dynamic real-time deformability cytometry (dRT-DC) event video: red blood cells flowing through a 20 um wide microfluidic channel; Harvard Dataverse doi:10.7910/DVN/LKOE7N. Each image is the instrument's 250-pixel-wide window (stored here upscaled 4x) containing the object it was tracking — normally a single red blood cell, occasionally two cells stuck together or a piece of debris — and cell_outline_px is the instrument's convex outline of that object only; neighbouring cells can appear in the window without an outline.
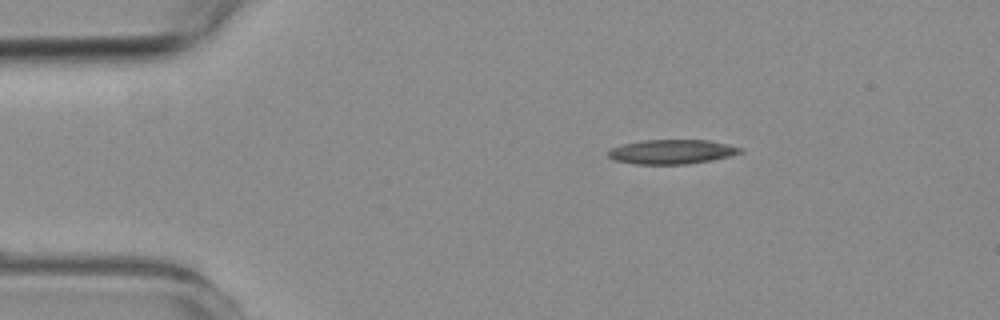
{"species": "common noctule bat (a hibernating species)", "species_latin": "Nyctalus noctula", "temperature_condition": "room temperature", "stored_images_in_passage": 15, "camera_frame_rate_fps": 3000, "um_per_image_px": 0.085, "animal": {"sex": "female", "body_mass_g": 19.3, "forearm_length_mm": 54.1}, "frame": {"image": 1, "passage_image": 1, "time_ms": 0.0, "image_size_px": [1000, 320], "cell_outline_px": [[744, 152], [732, 156], [712, 160], [688, 164], [636, 164], [616, 160], [608, 156], [608, 152], [612, 148], [620, 144], [640, 140], [708, 140], [744, 148]], "centroid_in_image_um": [57.14, 12.89], "position_along_channel_um": 27.9, "area_um2": 18.9}}
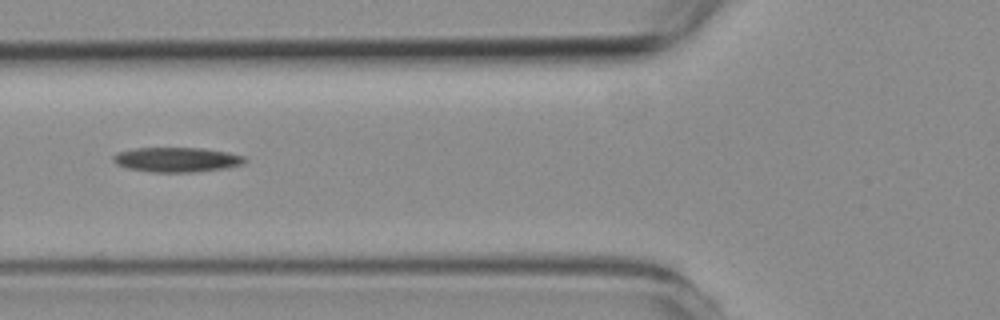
{"frame": {"image": 2, "passage_image": 12, "time_ms": 3.667, "image_size_px": [1000, 320], "cell_outline_px": [[248, 160], [244, 164], [228, 168], [192, 172], [152, 172], [128, 168], [116, 164], [112, 160], [112, 156], [116, 152], [136, 148], [204, 148], [228, 152], [244, 156]], "centroid_in_image_um": [15.05, 13.57], "position_along_channel_um": 110.8, "area_um2": 19.13}}
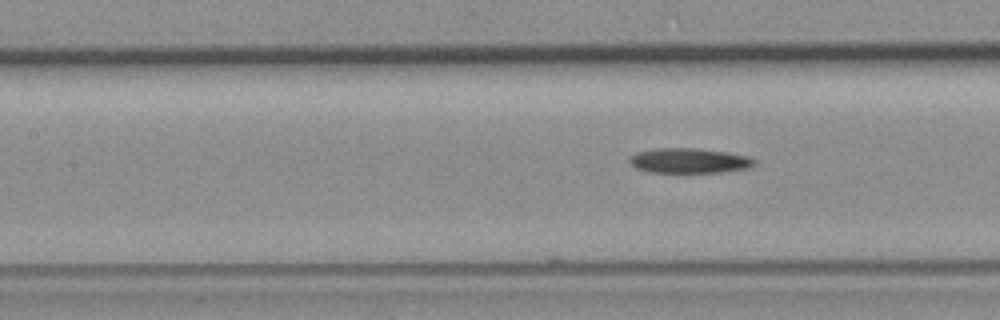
{"frame": {"image": 3, "passage_image": 15, "time_ms": 4.667, "image_size_px": [1000, 320], "cell_outline_px": [[756, 164], [752, 168], [720, 172], [648, 172], [636, 168], [628, 160], [628, 156], [636, 152], [656, 148], [692, 148], [728, 152], [748, 156], [756, 160]], "centroid_in_image_um": [58.59, 13.65], "position_along_channel_um": 148.8, "area_um2": 18.32}}